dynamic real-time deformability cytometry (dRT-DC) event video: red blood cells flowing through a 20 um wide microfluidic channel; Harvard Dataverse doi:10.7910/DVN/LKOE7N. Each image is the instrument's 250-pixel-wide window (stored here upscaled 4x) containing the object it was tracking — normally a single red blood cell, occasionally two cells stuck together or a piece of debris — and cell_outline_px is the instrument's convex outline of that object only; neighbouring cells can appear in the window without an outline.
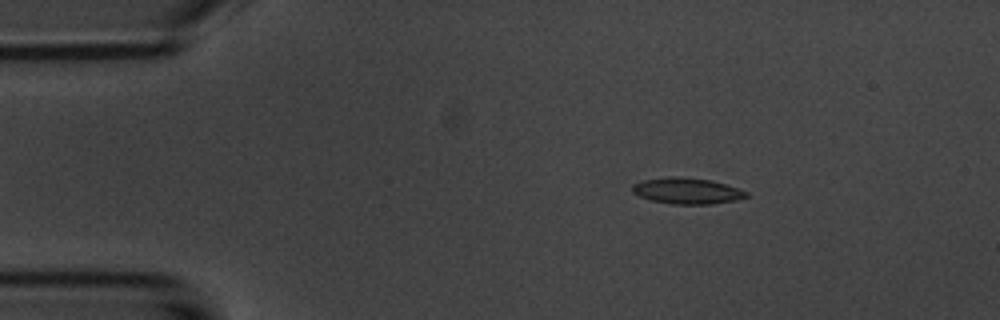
{"species": "common noctule bat (a hibernating species)", "species_latin": "Nyctalus noctula", "temperature_condition": "room temperature", "stored_images_in_passage": 9, "camera_frame_rate_fps": 3000, "um_per_image_px": 0.085, "animal": {"sex": "male", "body_mass_g": 20.1, "forearm_length_mm": 53.5}, "frame": {"image": 1, "passage_image": 1, "time_ms": 0.0, "image_size_px": [1000, 320], "cell_outline_px": [[748, 196], [736, 200], [712, 204], [672, 204], [652, 200], [640, 196], [632, 192], [632, 184], [644, 180], [668, 176], [712, 180], [748, 192]], "centroid_in_image_um": [58.38, 16.23], "position_along_channel_um": 26.6, "area_um2": 17.11}}